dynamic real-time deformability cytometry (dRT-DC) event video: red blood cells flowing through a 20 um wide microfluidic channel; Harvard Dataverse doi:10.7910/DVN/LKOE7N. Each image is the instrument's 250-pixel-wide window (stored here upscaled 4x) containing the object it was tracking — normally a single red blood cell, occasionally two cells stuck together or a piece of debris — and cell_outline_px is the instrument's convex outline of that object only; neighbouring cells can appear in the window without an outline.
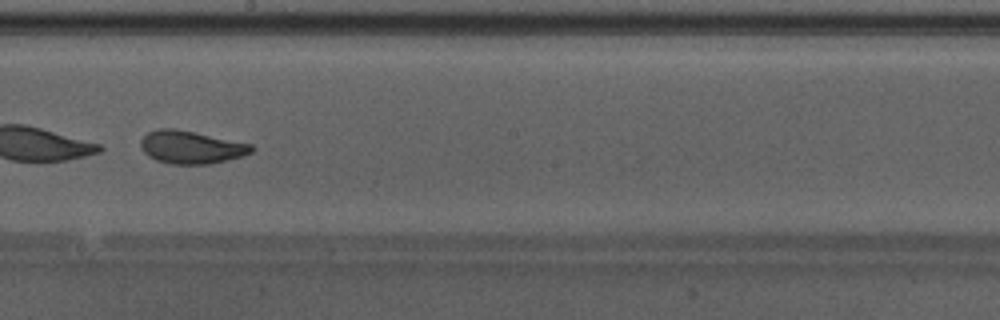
{"species": "Egyptian fruit bat (a non-hibernating species)", "species_latin": "Rousettus aegyptiacus", "temperature_condition": "warm", "stored_images_in_passage": 47, "camera_frame_rate_fps": 3000, "um_per_image_px": 0.085, "animal": {"sex": "male"}, "frame": {"image": 1, "passage_image": 27, "time_ms": 8.667, "image_size_px": [1000, 320], "cell_outline_px": [[256, 148], [252, 152], [244, 156], [208, 164], [172, 164], [156, 160], [148, 156], [144, 152], [140, 144], [140, 140], [148, 132], [160, 128], [176, 128], [252, 144]], "centroid_in_image_um": [16.26, 12.51], "position_along_channel_um": 231.9, "area_um2": 21.27}}